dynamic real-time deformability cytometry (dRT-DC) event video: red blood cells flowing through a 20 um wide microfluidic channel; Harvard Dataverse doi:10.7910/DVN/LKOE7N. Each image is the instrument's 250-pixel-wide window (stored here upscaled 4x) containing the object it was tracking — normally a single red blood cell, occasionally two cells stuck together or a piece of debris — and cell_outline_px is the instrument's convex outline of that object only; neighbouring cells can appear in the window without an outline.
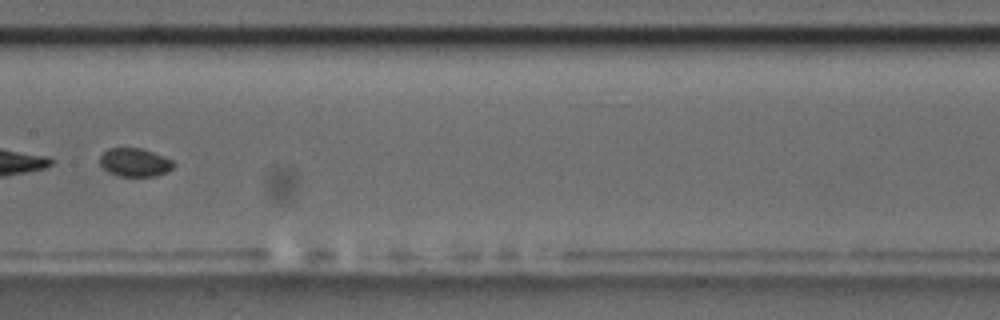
{"species": "common noctule bat (a hibernating species)", "species_latin": "Nyctalus noctula", "temperature_condition": "room temperature", "stored_images_in_passage": 10, "segment_of_instrument_passage": [2, 2], "camera_frame_rate_fps": 3000, "um_per_image_px": 0.085, "animal": {"sex": "male", "body_mass_g": 17.5, "forearm_length_mm": 52.3}, "frame": {"image": 1, "passage_image": 7, "time_ms": 7.0, "image_size_px": [1000, 320], "cell_outline_px": [[176, 164], [168, 172], [156, 176], [116, 176], [108, 172], [100, 164], [100, 156], [108, 148], [140, 148], [152, 152], [172, 160]], "centroid_in_image_um": [11.46, 13.81], "position_along_channel_um": 195.9, "area_um2": 12.2}}
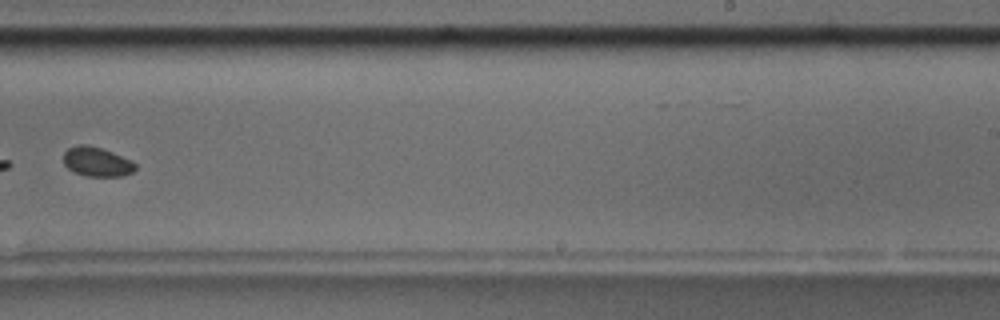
{"frame": {"image": 2, "passage_image": 9, "time_ms": 9.333, "image_size_px": [1000, 320], "cell_outline_px": [[136, 168], [132, 172], [120, 176], [88, 176], [76, 172], [68, 168], [64, 164], [64, 152], [68, 148], [76, 144], [88, 144], [112, 152], [132, 160], [136, 164]], "centroid_in_image_um": [8.23, 13.73], "position_along_channel_um": 280.8, "area_um2": 12.25}}